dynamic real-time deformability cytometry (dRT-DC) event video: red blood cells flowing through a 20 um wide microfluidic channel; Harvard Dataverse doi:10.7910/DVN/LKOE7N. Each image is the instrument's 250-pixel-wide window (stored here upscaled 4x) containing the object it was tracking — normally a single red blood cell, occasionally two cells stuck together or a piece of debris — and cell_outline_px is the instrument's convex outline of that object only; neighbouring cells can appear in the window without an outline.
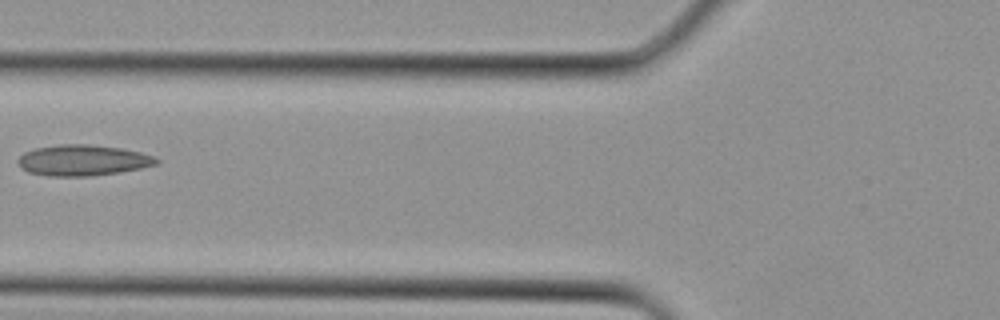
{"species": "Egyptian fruit bat (a non-hibernating species)", "species_latin": "Rousettus aegyptiacus", "temperature_condition": "cold", "stored_images_in_passage": 3, "camera_frame_rate_fps": 3000, "um_per_image_px": 0.085, "animal": {"sex": "female"}, "frame": {"image": 1, "passage_image": 3, "time_ms": 0.667, "image_size_px": [1000, 320], "cell_outline_px": [[160, 164], [120, 172], [92, 176], [48, 176], [28, 172], [20, 168], [16, 160], [24, 152], [36, 148], [60, 144], [88, 144], [120, 148], [140, 152], [152, 156], [160, 160]], "centroid_in_image_um": [7.02, 13.63], "position_along_channel_um": 118.8, "area_um2": 25.03}}